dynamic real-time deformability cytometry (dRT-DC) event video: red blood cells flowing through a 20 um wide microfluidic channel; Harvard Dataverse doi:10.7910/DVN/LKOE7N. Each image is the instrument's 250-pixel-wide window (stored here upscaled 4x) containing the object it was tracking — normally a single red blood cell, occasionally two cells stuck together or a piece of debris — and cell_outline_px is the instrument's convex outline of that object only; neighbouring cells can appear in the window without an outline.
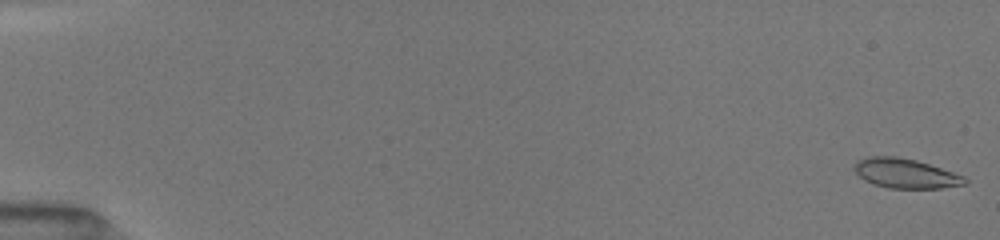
{"species": "common noctule bat (a hibernating species)", "species_latin": "Nyctalus noctula", "temperature_condition": "room temperature", "stored_images_in_passage": 46, "camera_frame_rate_fps": 3000, "um_per_image_px": 0.085, "animal": {"sex": "female", "body_mass_g": 19.5, "forearm_length_mm": 54.1}, "frame": {"image": 1, "passage_image": 1, "time_ms": 0.0, "image_size_px": [1000, 240], "cell_outline_px": [[968, 184], [940, 188], [888, 188], [872, 184], [864, 180], [852, 168], [856, 160], [868, 156], [896, 156], [916, 160], [964, 176], [968, 180]], "centroid_in_image_um": [76.93, 14.74], "position_along_channel_um": 8.1, "area_um2": 19.13}}
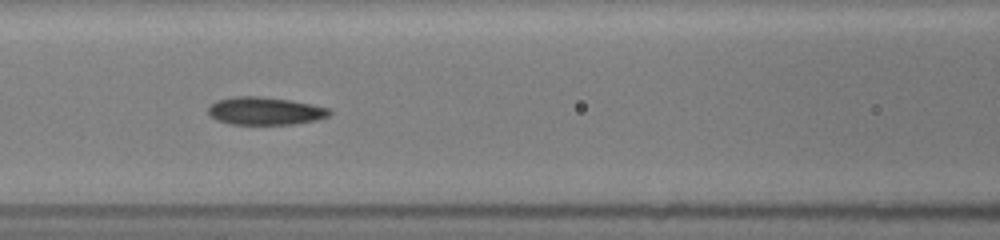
{"frame": {"image": 2, "passage_image": 24, "time_ms": 7.667, "image_size_px": [1000, 240], "cell_outline_px": [[332, 112], [328, 116], [316, 120], [292, 124], [228, 124], [216, 120], [208, 112], [208, 108], [216, 100], [236, 96], [260, 96], [292, 100], [312, 104], [328, 108]], "centroid_in_image_um": [22.53, 9.42], "position_along_channel_um": 144.1, "area_um2": 19.65}}
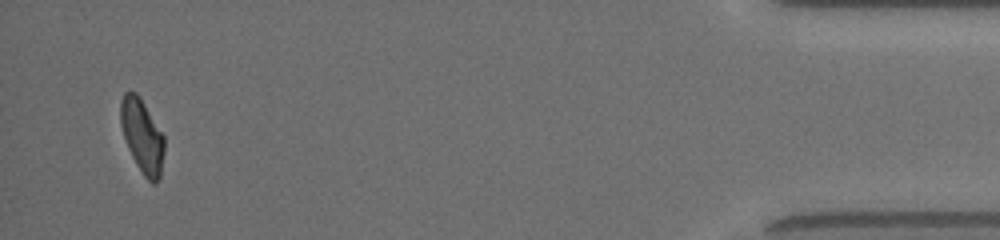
{"frame": {"image": 3, "passage_image": 46, "time_ms": 16.333, "image_size_px": [1000, 240], "cell_outline_px": [[164, 152], [160, 176], [156, 184], [152, 184], [144, 176], [136, 164], [128, 148], [120, 124], [120, 100], [124, 92], [136, 92], [140, 96], [164, 136]], "centroid_in_image_um": [12.08, 11.55], "position_along_channel_um": 423.1, "area_um2": 18.79}, "authors_computed_cell_mechanics": {"area_um2": 19.4786, "velocity_mm_per_s": 4.0411, "shape_relaxation_time_tau1_ms": 3.9975, "shape_relaxation_time_tau2_ms": 2.1084, "deformation_change_tau1": 0.1242, "deformation_change_tau2": 0.0786}}